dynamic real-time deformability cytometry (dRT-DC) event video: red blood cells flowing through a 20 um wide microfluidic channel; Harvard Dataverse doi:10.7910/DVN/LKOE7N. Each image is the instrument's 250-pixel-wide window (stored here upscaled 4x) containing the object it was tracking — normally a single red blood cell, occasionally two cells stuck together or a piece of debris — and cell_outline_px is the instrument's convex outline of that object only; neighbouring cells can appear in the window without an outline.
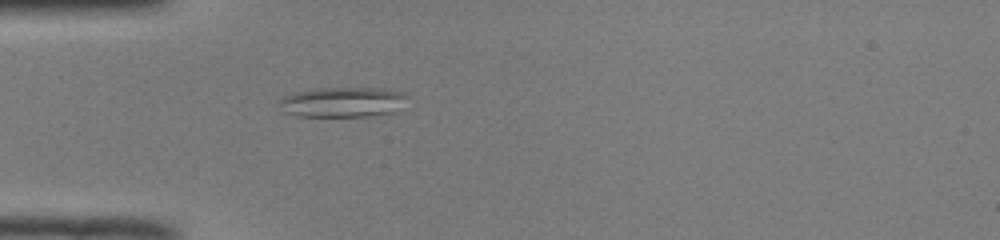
{"species": "common noctule bat (a hibernating species)", "species_latin": "Nyctalus noctula", "temperature_condition": "room temperature", "stored_images_in_passage": 38, "camera_frame_rate_fps": 3000, "um_per_image_px": 0.085, "animal": {"sex": "male", "body_mass_g": 19.0, "forearm_length_mm": 50.8}, "frame": {"image": 1, "passage_image": 2, "time_ms": 0.333, "image_size_px": [1000, 240], "cell_outline_px": [[408, 96], [400, 108], [396, 112], [368, 116], [296, 116], [284, 112], [276, 104], [276, 100], [280, 96], [296, 92], [316, 88], [384, 88], [404, 92]], "centroid_in_image_um": [29.07, 8.67], "position_along_channel_um": 55.9, "area_um2": 22.95}}
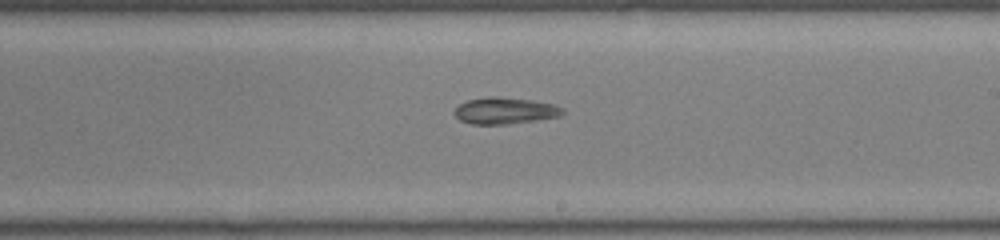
{"frame": {"image": 2, "passage_image": 17, "time_ms": 5.333, "image_size_px": [1000, 240], "cell_outline_px": [[564, 112], [560, 116], [536, 120], [504, 124], [472, 124], [460, 120], [452, 112], [460, 104], [468, 100], [488, 96], [496, 96], [532, 100], [552, 104], [564, 108]], "centroid_in_image_um": [42.91, 9.4], "position_along_channel_um": 246.1, "area_um2": 16.65}}
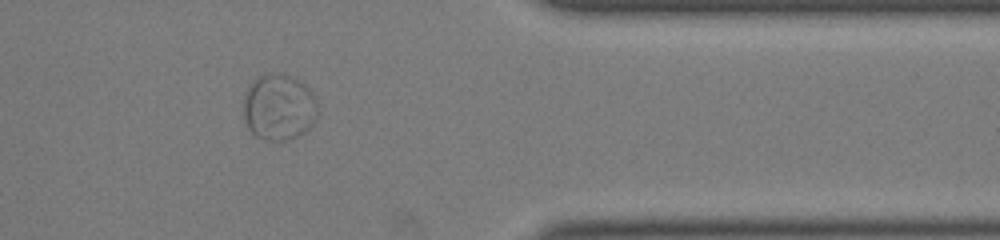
{"frame": {"image": 3, "passage_image": 29, "time_ms": 9.333, "image_size_px": [1000, 240], "cell_outline_px": [[316, 120], [304, 132], [296, 136], [284, 140], [264, 140], [256, 136], [248, 128], [244, 120], [244, 100], [248, 88], [256, 76], [272, 72], [284, 72], [304, 84], [316, 96]], "centroid_in_image_um": [23.7, 9.08], "position_along_channel_um": 387.7, "area_um2": 28.73}}